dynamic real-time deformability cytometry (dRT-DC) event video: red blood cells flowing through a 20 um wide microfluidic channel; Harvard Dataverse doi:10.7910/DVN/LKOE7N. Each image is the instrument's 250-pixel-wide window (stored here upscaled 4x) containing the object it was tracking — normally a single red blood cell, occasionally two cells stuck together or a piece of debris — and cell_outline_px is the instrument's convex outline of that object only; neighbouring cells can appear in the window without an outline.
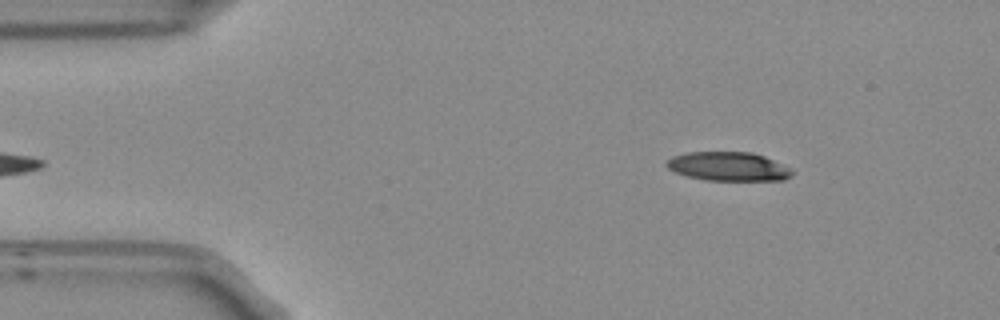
{"species": "Egyptian fruit bat (a non-hibernating species)", "species_latin": "Rousettus aegyptiacus", "temperature_condition": "room temperature", "stored_images_in_passage": 47, "camera_frame_rate_fps": 3000, "um_per_image_px": 0.085, "frame": {"image": 1, "passage_image": 1, "time_ms": 0.0, "image_size_px": [1000, 320], "cell_outline_px": [[792, 176], [784, 180], [704, 180], [688, 176], [676, 172], [668, 168], [664, 164], [672, 156], [688, 152], [752, 152], [764, 156], [792, 168]], "centroid_in_image_um": [61.92, 14.14], "position_along_channel_um": 23.1, "area_um2": 21.15}}
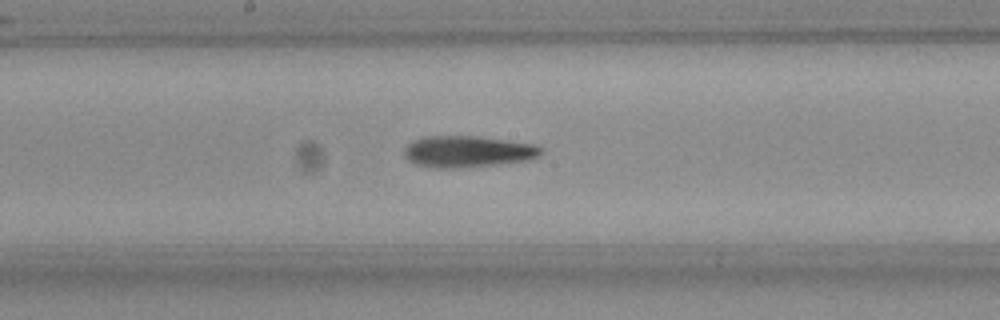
{"frame": {"image": 2, "passage_image": 21, "time_ms": 6.667, "image_size_px": [1000, 320], "cell_outline_px": [[544, 152], [540, 156], [524, 160], [492, 164], [452, 168], [436, 168], [416, 164], [408, 160], [404, 156], [404, 148], [412, 140], [424, 136], [480, 136], [532, 144], [544, 148]], "centroid_in_image_um": [39.72, 12.86], "position_along_channel_um": 208.5, "area_um2": 24.91}}
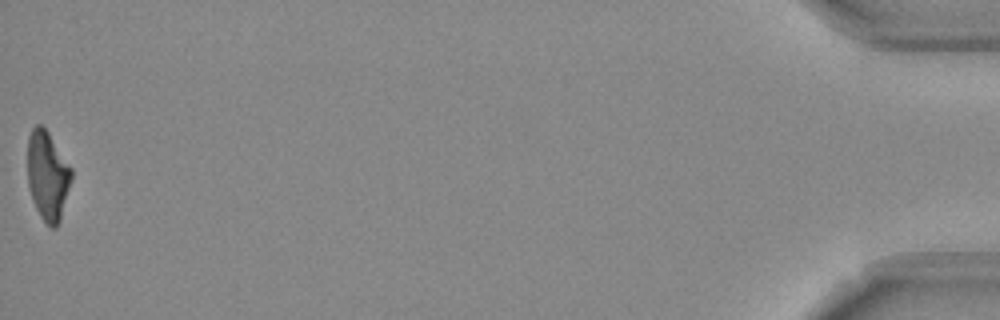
{"frame": {"image": 3, "passage_image": 47, "time_ms": 15.333, "image_size_px": [1000, 320], "cell_outline_px": [[72, 180], [60, 220], [56, 228], [52, 228], [40, 216], [32, 200], [28, 184], [28, 136], [32, 128], [36, 124], [40, 124], [48, 132], [72, 168]], "centroid_in_image_um": [4.05, 14.93], "position_along_channel_um": 431.1, "area_um2": 22.77}, "authors_computed_cell_mechanics": {"area_um2": 23.9292, "velocity_mm_per_s": 3.7796, "shape_relaxation_time_tau1_ms": null, "shape_relaxation_time_tau2_ms": 8.5909, "deformation_change_tau1": null, "deformation_change_tau2": 0.2387}}